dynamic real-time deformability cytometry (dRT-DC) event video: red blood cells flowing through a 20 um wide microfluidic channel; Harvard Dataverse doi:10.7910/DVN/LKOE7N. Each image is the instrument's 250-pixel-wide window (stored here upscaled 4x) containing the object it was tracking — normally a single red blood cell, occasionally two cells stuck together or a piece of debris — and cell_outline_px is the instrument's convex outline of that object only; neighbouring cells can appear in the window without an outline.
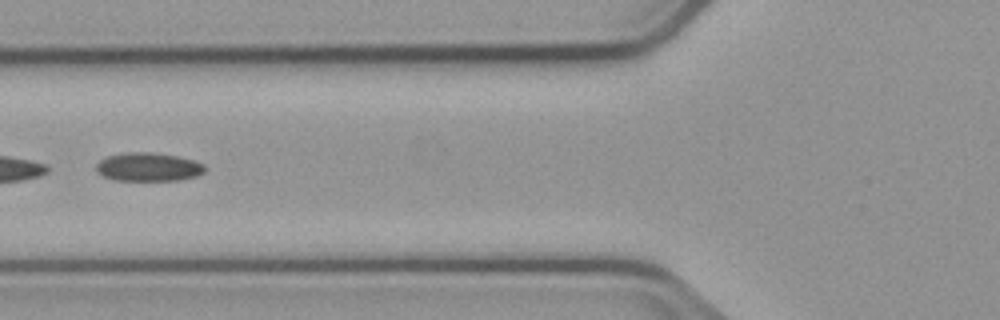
{"species": "common noctule bat (a hibernating species)", "species_latin": "Nyctalus noctula", "temperature_condition": "cold", "stored_images_in_passage": 6, "camera_frame_rate_fps": 3000, "um_per_image_px": 0.085, "animal": {"sex": "male", "body_mass_g": 23.1, "forearm_length_mm": 52.7}, "frame": {"image": 1, "passage_image": 3, "time_ms": 2.333, "image_size_px": [1000, 320], "cell_outline_px": [[204, 172], [196, 176], [176, 180], [116, 180], [104, 176], [96, 172], [96, 164], [100, 160], [108, 156], [128, 152], [152, 152], [176, 156], [192, 160], [204, 164]], "centroid_in_image_um": [12.58, 14.19], "position_along_channel_um": 113.2, "area_um2": 17.86}}
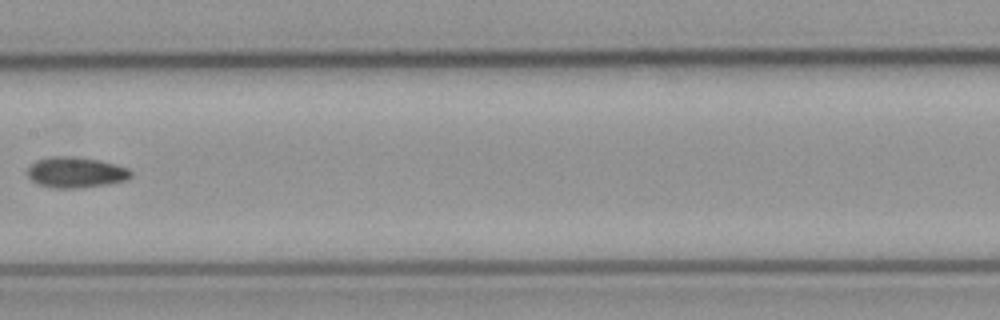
{"frame": {"image": 2, "passage_image": 5, "time_ms": 4.667, "image_size_px": [1000, 320], "cell_outline_px": [[132, 176], [128, 180], [108, 184], [76, 188], [52, 188], [40, 184], [32, 180], [28, 176], [28, 168], [36, 160], [48, 156], [76, 156], [100, 160], [128, 168], [132, 172]], "centroid_in_image_um": [6.46, 14.64], "position_along_channel_um": 200.9, "area_um2": 18.61}}
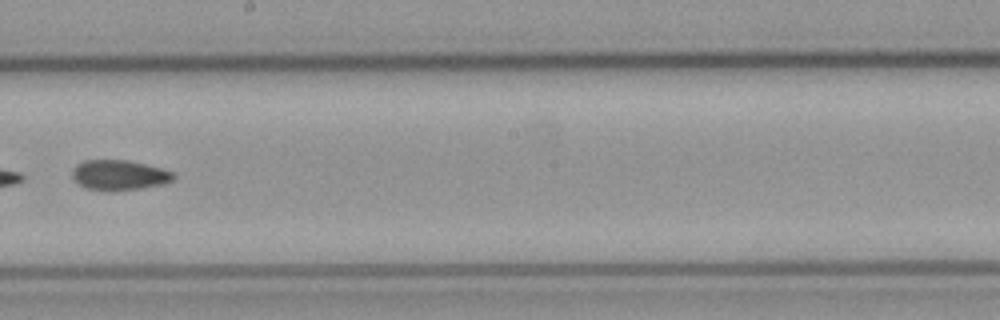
{"frame": {"image": 3, "passage_image": 6, "time_ms": 5.667, "image_size_px": [1000, 320], "cell_outline_px": [[176, 176], [172, 180], [164, 184], [140, 188], [112, 192], [88, 188], [80, 184], [72, 176], [72, 168], [76, 164], [84, 160], [128, 160], [160, 168], [172, 172]], "centroid_in_image_um": [10.12, 14.88], "position_along_channel_um": 238.1, "area_um2": 17.74}}